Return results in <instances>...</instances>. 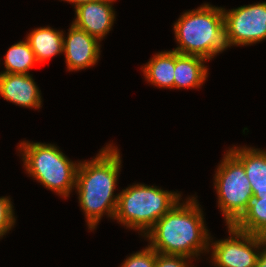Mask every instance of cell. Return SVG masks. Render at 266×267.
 <instances>
[{
    "label": "cell",
    "mask_w": 266,
    "mask_h": 267,
    "mask_svg": "<svg viewBox=\"0 0 266 267\" xmlns=\"http://www.w3.org/2000/svg\"><path fill=\"white\" fill-rule=\"evenodd\" d=\"M120 152L111 144L102 148L90 161L79 162L76 192L88 229L96 228L103 214L114 219L119 194L114 195L121 168Z\"/></svg>",
    "instance_id": "1"
},
{
    "label": "cell",
    "mask_w": 266,
    "mask_h": 267,
    "mask_svg": "<svg viewBox=\"0 0 266 267\" xmlns=\"http://www.w3.org/2000/svg\"><path fill=\"white\" fill-rule=\"evenodd\" d=\"M178 201L144 235L157 253L183 255L191 259L209 253L210 234L202 209L193 196Z\"/></svg>",
    "instance_id": "2"
},
{
    "label": "cell",
    "mask_w": 266,
    "mask_h": 267,
    "mask_svg": "<svg viewBox=\"0 0 266 267\" xmlns=\"http://www.w3.org/2000/svg\"><path fill=\"white\" fill-rule=\"evenodd\" d=\"M179 54L196 55L212 59L226 50L225 23L222 7L204 3L194 10L184 12L174 23Z\"/></svg>",
    "instance_id": "3"
},
{
    "label": "cell",
    "mask_w": 266,
    "mask_h": 267,
    "mask_svg": "<svg viewBox=\"0 0 266 267\" xmlns=\"http://www.w3.org/2000/svg\"><path fill=\"white\" fill-rule=\"evenodd\" d=\"M118 194L114 219L142 236L182 199L179 193L144 184L128 186Z\"/></svg>",
    "instance_id": "4"
},
{
    "label": "cell",
    "mask_w": 266,
    "mask_h": 267,
    "mask_svg": "<svg viewBox=\"0 0 266 267\" xmlns=\"http://www.w3.org/2000/svg\"><path fill=\"white\" fill-rule=\"evenodd\" d=\"M18 150L23 156L25 171L48 190L67 198L76 185L79 165L53 144L23 141Z\"/></svg>",
    "instance_id": "5"
},
{
    "label": "cell",
    "mask_w": 266,
    "mask_h": 267,
    "mask_svg": "<svg viewBox=\"0 0 266 267\" xmlns=\"http://www.w3.org/2000/svg\"><path fill=\"white\" fill-rule=\"evenodd\" d=\"M214 187L226 226L234 225L246 212L252 199L251 185L243 163L230 151L217 166Z\"/></svg>",
    "instance_id": "6"
},
{
    "label": "cell",
    "mask_w": 266,
    "mask_h": 267,
    "mask_svg": "<svg viewBox=\"0 0 266 267\" xmlns=\"http://www.w3.org/2000/svg\"><path fill=\"white\" fill-rule=\"evenodd\" d=\"M229 237L212 242V264L215 267H256L260 248L266 237L237 230L233 225L227 226Z\"/></svg>",
    "instance_id": "7"
},
{
    "label": "cell",
    "mask_w": 266,
    "mask_h": 267,
    "mask_svg": "<svg viewBox=\"0 0 266 267\" xmlns=\"http://www.w3.org/2000/svg\"><path fill=\"white\" fill-rule=\"evenodd\" d=\"M225 23V41L232 45H252L266 40V2L222 8Z\"/></svg>",
    "instance_id": "8"
},
{
    "label": "cell",
    "mask_w": 266,
    "mask_h": 267,
    "mask_svg": "<svg viewBox=\"0 0 266 267\" xmlns=\"http://www.w3.org/2000/svg\"><path fill=\"white\" fill-rule=\"evenodd\" d=\"M67 34V38L63 35L67 69L77 71L95 65L100 57V41L74 24H71Z\"/></svg>",
    "instance_id": "9"
},
{
    "label": "cell",
    "mask_w": 266,
    "mask_h": 267,
    "mask_svg": "<svg viewBox=\"0 0 266 267\" xmlns=\"http://www.w3.org/2000/svg\"><path fill=\"white\" fill-rule=\"evenodd\" d=\"M115 0H97L75 8V26L101 41L111 31L115 21L112 2Z\"/></svg>",
    "instance_id": "10"
},
{
    "label": "cell",
    "mask_w": 266,
    "mask_h": 267,
    "mask_svg": "<svg viewBox=\"0 0 266 267\" xmlns=\"http://www.w3.org/2000/svg\"><path fill=\"white\" fill-rule=\"evenodd\" d=\"M40 92L30 74L0 73V95L9 102L39 109L42 105Z\"/></svg>",
    "instance_id": "11"
},
{
    "label": "cell",
    "mask_w": 266,
    "mask_h": 267,
    "mask_svg": "<svg viewBox=\"0 0 266 267\" xmlns=\"http://www.w3.org/2000/svg\"><path fill=\"white\" fill-rule=\"evenodd\" d=\"M229 150L243 163L252 196H266V150L246 146H233Z\"/></svg>",
    "instance_id": "12"
},
{
    "label": "cell",
    "mask_w": 266,
    "mask_h": 267,
    "mask_svg": "<svg viewBox=\"0 0 266 267\" xmlns=\"http://www.w3.org/2000/svg\"><path fill=\"white\" fill-rule=\"evenodd\" d=\"M205 58L175 51L174 88H200L208 77Z\"/></svg>",
    "instance_id": "13"
},
{
    "label": "cell",
    "mask_w": 266,
    "mask_h": 267,
    "mask_svg": "<svg viewBox=\"0 0 266 267\" xmlns=\"http://www.w3.org/2000/svg\"><path fill=\"white\" fill-rule=\"evenodd\" d=\"M63 35L62 30H55L49 26L34 29L28 34L26 40L38 63L63 53Z\"/></svg>",
    "instance_id": "14"
},
{
    "label": "cell",
    "mask_w": 266,
    "mask_h": 267,
    "mask_svg": "<svg viewBox=\"0 0 266 267\" xmlns=\"http://www.w3.org/2000/svg\"><path fill=\"white\" fill-rule=\"evenodd\" d=\"M175 51H162L142 67L145 79L159 88H174Z\"/></svg>",
    "instance_id": "15"
},
{
    "label": "cell",
    "mask_w": 266,
    "mask_h": 267,
    "mask_svg": "<svg viewBox=\"0 0 266 267\" xmlns=\"http://www.w3.org/2000/svg\"><path fill=\"white\" fill-rule=\"evenodd\" d=\"M233 226L239 231L266 237V196L252 197L246 212Z\"/></svg>",
    "instance_id": "16"
},
{
    "label": "cell",
    "mask_w": 266,
    "mask_h": 267,
    "mask_svg": "<svg viewBox=\"0 0 266 267\" xmlns=\"http://www.w3.org/2000/svg\"><path fill=\"white\" fill-rule=\"evenodd\" d=\"M35 63H38L35 54L25 39V41H19L8 49L4 60L5 71L0 73L30 74L29 70L33 68Z\"/></svg>",
    "instance_id": "17"
},
{
    "label": "cell",
    "mask_w": 266,
    "mask_h": 267,
    "mask_svg": "<svg viewBox=\"0 0 266 267\" xmlns=\"http://www.w3.org/2000/svg\"><path fill=\"white\" fill-rule=\"evenodd\" d=\"M121 267H155L156 252L151 247H146L126 258Z\"/></svg>",
    "instance_id": "18"
},
{
    "label": "cell",
    "mask_w": 266,
    "mask_h": 267,
    "mask_svg": "<svg viewBox=\"0 0 266 267\" xmlns=\"http://www.w3.org/2000/svg\"><path fill=\"white\" fill-rule=\"evenodd\" d=\"M13 205L9 197H0V238L15 225Z\"/></svg>",
    "instance_id": "19"
},
{
    "label": "cell",
    "mask_w": 266,
    "mask_h": 267,
    "mask_svg": "<svg viewBox=\"0 0 266 267\" xmlns=\"http://www.w3.org/2000/svg\"><path fill=\"white\" fill-rule=\"evenodd\" d=\"M191 258L183 255L162 254L156 252L155 267H192Z\"/></svg>",
    "instance_id": "20"
},
{
    "label": "cell",
    "mask_w": 266,
    "mask_h": 267,
    "mask_svg": "<svg viewBox=\"0 0 266 267\" xmlns=\"http://www.w3.org/2000/svg\"><path fill=\"white\" fill-rule=\"evenodd\" d=\"M256 267H266V240L262 243Z\"/></svg>",
    "instance_id": "21"
},
{
    "label": "cell",
    "mask_w": 266,
    "mask_h": 267,
    "mask_svg": "<svg viewBox=\"0 0 266 267\" xmlns=\"http://www.w3.org/2000/svg\"><path fill=\"white\" fill-rule=\"evenodd\" d=\"M97 0H68L67 2H71L73 3V5L75 6L74 8H77L78 6L82 5V4H86V3H90V2H94Z\"/></svg>",
    "instance_id": "22"
}]
</instances>
